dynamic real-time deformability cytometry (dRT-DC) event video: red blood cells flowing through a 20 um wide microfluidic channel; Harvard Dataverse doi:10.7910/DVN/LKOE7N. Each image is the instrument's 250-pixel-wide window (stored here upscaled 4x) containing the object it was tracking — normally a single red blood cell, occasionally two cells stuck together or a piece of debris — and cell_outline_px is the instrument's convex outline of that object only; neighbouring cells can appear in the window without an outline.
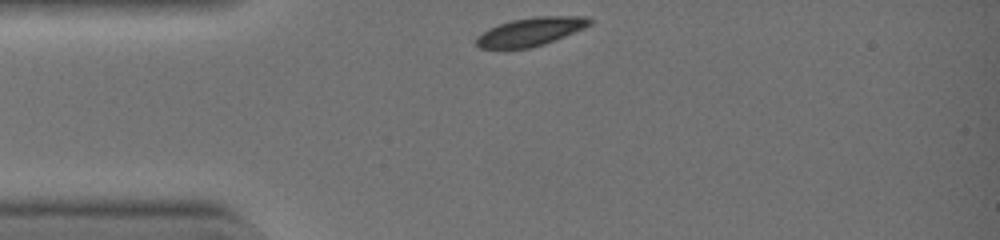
{"species": "common noctule bat (a hibernating species)", "species_latin": "Nyctalus noctula", "temperature_condition": "warm", "stored_images_in_passage": 29, "camera_frame_rate_fps": 3000, "um_per_image_px": 0.085, "animal": {"sex": "female", "body_mass_g": 19.0, "forearm_length_mm": 51.5}, "frame": {"image": 1, "passage_image": 1, "time_ms": 0.0, "image_size_px": [1000, 240], "cell_outline_px": [[592, 24], [584, 28], [544, 44], [528, 48], [480, 48], [476, 44], [476, 36], [488, 28], [512, 20], [536, 16], [588, 16], [592, 20]], "centroid_in_image_um": [45.11, 2.68], "position_along_channel_um": 39.9, "area_um2": 18.61}}
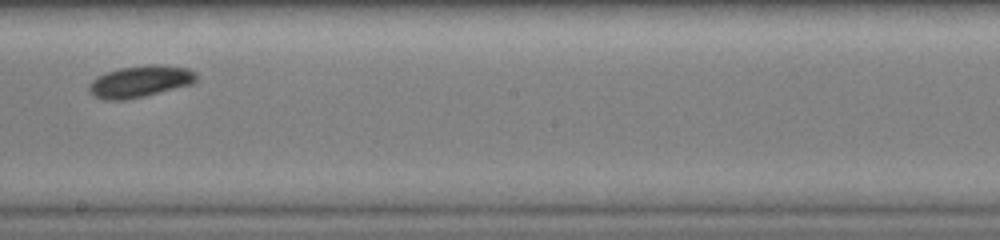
{"frame": {"image": 2, "passage_image": 16, "time_ms": 5.0, "image_size_px": [1000, 240], "cell_outline_px": [[196, 80], [192, 84], [144, 96], [124, 100], [104, 100], [88, 92], [88, 84], [96, 76], [120, 68], [148, 64], [160, 64], [188, 68], [196, 72]], "centroid_in_image_um": [11.9, 6.91], "position_along_channel_um": 236.3, "area_um2": 19.88}}
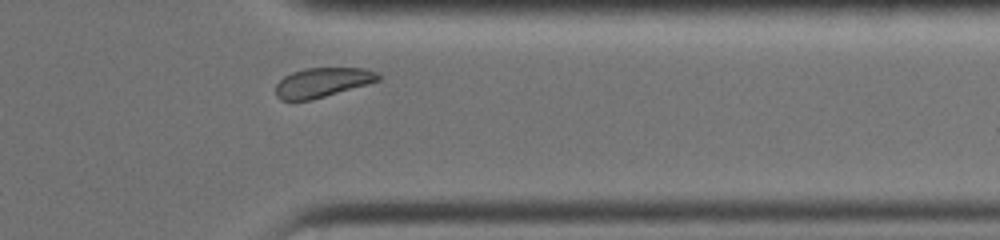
{"frame": {"image": 3, "passage_image": 26, "time_ms": 8.333, "image_size_px": [1000, 240], "cell_outline_px": [[380, 80], [324, 96], [308, 100], [280, 100], [276, 96], [276, 84], [284, 76], [292, 72], [304, 68], [364, 68], [380, 72]], "centroid_in_image_um": [27.4, 6.99], "position_along_channel_um": 384.0, "area_um2": 17.46}, "authors_computed_cell_mechanics": {"area_um2": 19.4208, "velocity_mm_per_s": 4.3889, "shape_relaxation_time_tau1_ms": 3.643, "shape_relaxation_time_tau2_ms": null, "deformation_change_tau1": 0.124, "deformation_change_tau2": null}}